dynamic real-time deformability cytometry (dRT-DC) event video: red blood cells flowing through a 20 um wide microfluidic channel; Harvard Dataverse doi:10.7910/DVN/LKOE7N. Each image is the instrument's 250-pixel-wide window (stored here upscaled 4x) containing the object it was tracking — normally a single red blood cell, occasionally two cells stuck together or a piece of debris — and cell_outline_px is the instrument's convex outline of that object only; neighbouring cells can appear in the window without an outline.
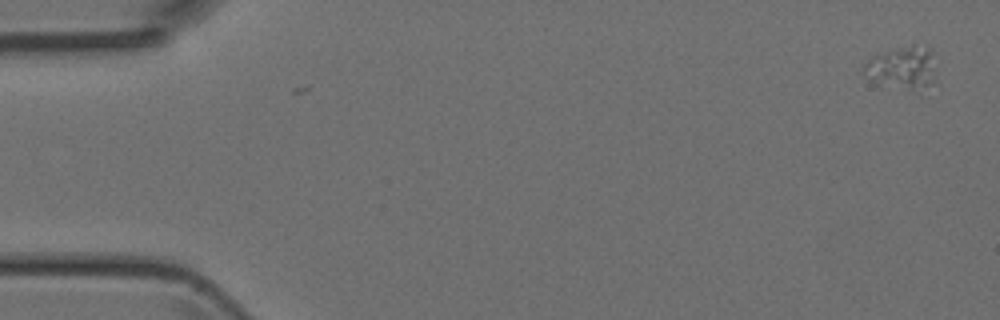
{"species": "Egyptian fruit bat (a non-hibernating species)", "species_latin": "Rousettus aegyptiacus", "temperature_condition": "room temperature", "stored_images_in_passage": 49, "camera_frame_rate_fps": 3000, "um_per_image_px": 0.085, "animal": {"sex": "female"}, "frame": {"image": 1, "passage_image": 1, "time_ms": 0.0, "image_size_px": [1000, 320], "cell_outline_px": [[932, 80], [928, 84], [876, 84], [872, 80], [864, 68], [864, 64], [872, 56], [888, 52], [928, 52], [932, 68]], "centroid_in_image_um": [76.5, 5.8], "position_along_channel_um": 8.5, "area_um2": 14.1}}
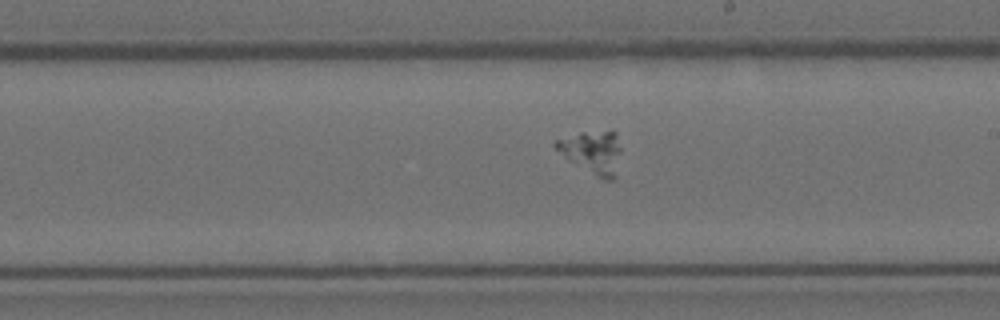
{"frame": {"image": 2, "passage_image": 28, "time_ms": 9.0, "image_size_px": [1000, 320], "cell_outline_px": [[620, 152], [616, 176], [612, 180], [604, 180], [596, 176], [568, 160], [552, 144], [556, 140], [580, 132], [616, 132], [620, 148]], "centroid_in_image_um": [50.35, 12.95], "position_along_channel_um": 238.6, "area_um2": 16.07}}
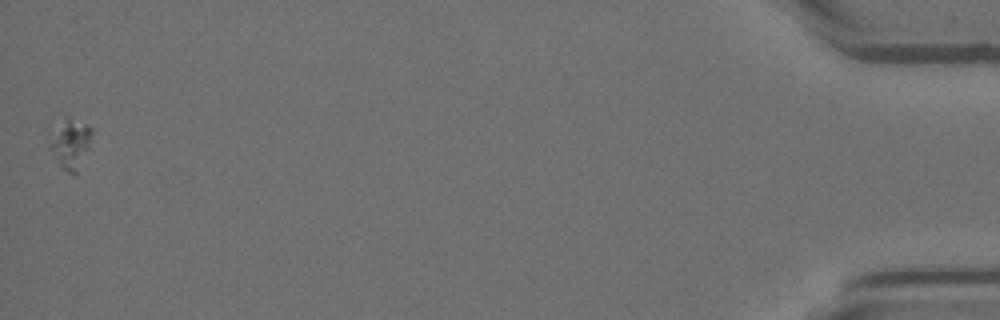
{"frame": {"image": 3, "passage_image": 49, "time_ms": 16.0, "image_size_px": [1000, 320], "cell_outline_px": [[96, 128], [88, 148], [76, 172], [72, 176], [60, 164], [52, 144], [68, 120], [84, 124]], "centroid_in_image_um": [6.2, 12.31], "position_along_channel_um": 429.0, "area_um2": 10.23}}